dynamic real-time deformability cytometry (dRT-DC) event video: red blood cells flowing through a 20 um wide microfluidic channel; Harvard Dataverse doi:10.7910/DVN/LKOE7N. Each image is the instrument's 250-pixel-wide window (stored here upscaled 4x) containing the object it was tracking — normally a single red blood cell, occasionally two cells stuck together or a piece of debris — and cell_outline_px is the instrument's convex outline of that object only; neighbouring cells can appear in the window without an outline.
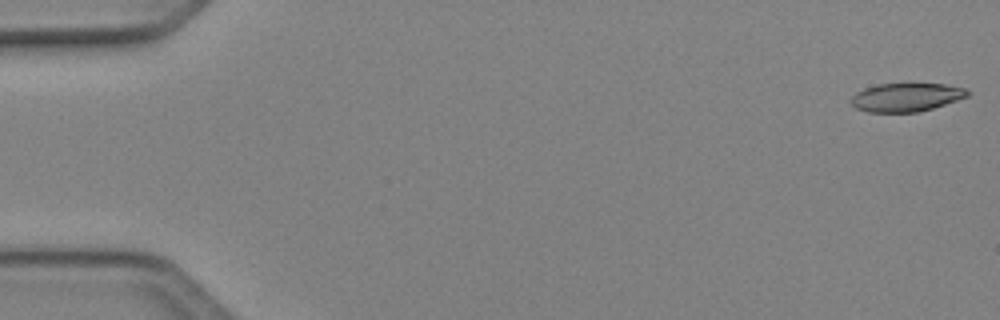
{"species": "Egyptian fruit bat (a non-hibernating species)", "species_latin": "Rousettus aegyptiacus", "temperature_condition": "cold", "stored_images_in_passage": 50, "camera_frame_rate_fps": 3000, "um_per_image_px": 0.085, "animal": {"sex": "female"}, "frame": {"image": 1, "passage_image": 1, "time_ms": 0.0, "image_size_px": [1000, 320], "cell_outline_px": [[968, 96], [932, 108], [916, 112], [868, 112], [856, 108], [848, 100], [856, 92], [864, 88], [876, 84], [944, 84], [964, 88], [968, 92]], "centroid_in_image_um": [76.96, 8.27], "position_along_channel_um": 8.0, "area_um2": 19.13}}
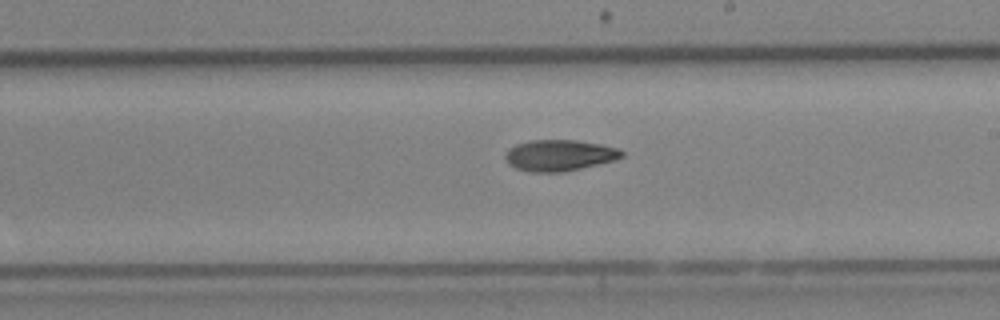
{"frame": {"image": 2, "passage_image": 29, "time_ms": 9.333, "image_size_px": [1000, 320], "cell_outline_px": [[624, 156], [616, 160], [564, 172], [528, 172], [516, 168], [508, 164], [504, 156], [508, 148], [516, 144], [528, 140], [576, 140], [600, 144], [616, 148], [624, 152]], "centroid_in_image_um": [47.52, 13.2], "position_along_channel_um": 241.5, "area_um2": 21.33}}
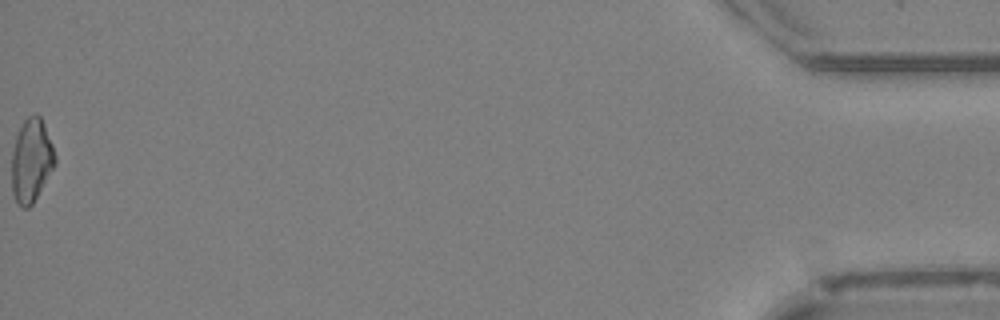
{"frame": {"image": 3, "passage_image": 50, "time_ms": 16.333, "image_size_px": [1000, 320], "cell_outline_px": [[56, 164], [32, 204], [28, 208], [20, 208], [12, 192], [12, 152], [16, 136], [24, 120], [28, 116], [36, 112], [40, 116], [44, 124], [52, 144], [56, 156]], "centroid_in_image_um": [2.67, 13.64], "position_along_channel_um": 432.5, "area_um2": 21.04}, "authors_computed_cell_mechanics": {"area_um2": 21.0103, "velocity_mm_per_s": 4.1434, "shape_relaxation_time_tau1_ms": 4.9544, "shape_relaxation_time_tau2_ms": null, "deformation_change_tau1": 0.1521, "deformation_change_tau2": null}}